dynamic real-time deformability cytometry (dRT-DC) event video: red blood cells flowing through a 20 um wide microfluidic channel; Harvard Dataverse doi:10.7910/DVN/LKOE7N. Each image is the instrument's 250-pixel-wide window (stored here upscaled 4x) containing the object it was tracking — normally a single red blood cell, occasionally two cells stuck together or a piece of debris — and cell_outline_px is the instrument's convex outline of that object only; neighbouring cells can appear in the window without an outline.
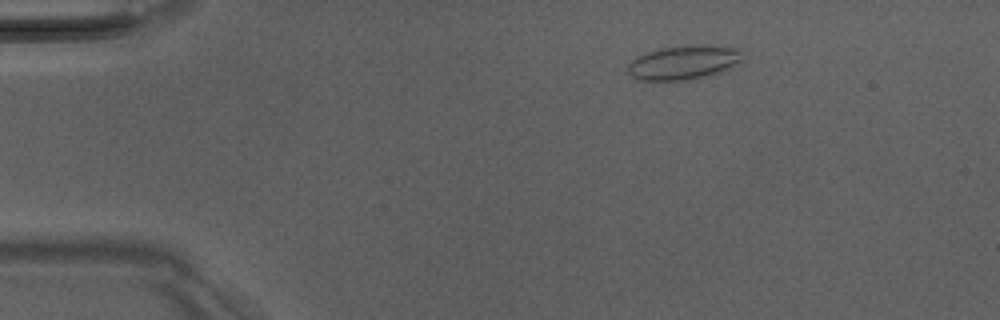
{"species": "Egyptian fruit bat (a non-hibernating species)", "species_latin": "Rousettus aegyptiacus", "temperature_condition": "room temperature", "stored_images_in_passage": 44, "camera_frame_rate_fps": 3000, "um_per_image_px": 0.085, "animal": {"sex": "male"}, "frame": {"image": 1, "passage_image": 2, "time_ms": 0.333, "image_size_px": [1000, 320], "cell_outline_px": [[740, 60], [732, 68], [712, 76], [688, 80], [636, 80], [628, 72], [628, 64], [636, 56], [648, 52], [664, 48], [684, 44], [696, 44], [740, 48]], "centroid_in_image_um": [58.12, 5.31], "position_along_channel_um": 26.9, "area_um2": 23.06}}
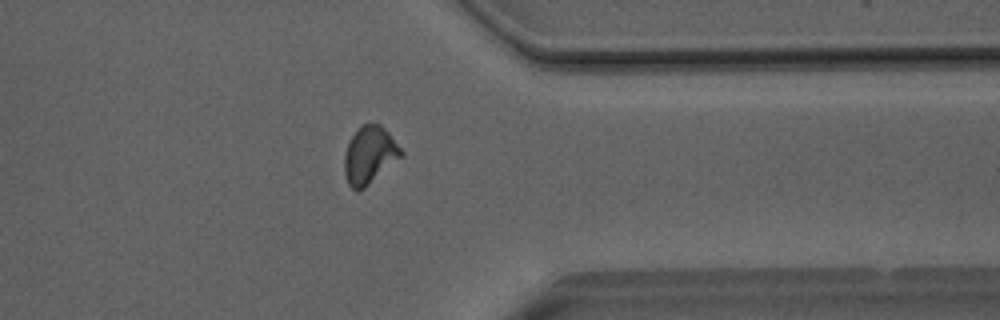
{"frame": {"image": 2, "passage_image": 34, "time_ms": 11.0, "image_size_px": [1000, 320], "cell_outline_px": [[404, 152], [400, 156], [364, 188], [352, 188], [348, 184], [344, 172], [344, 152], [352, 136], [364, 124], [380, 124], [388, 132]], "centroid_in_image_um": [31.38, 13.16], "position_along_channel_um": 380.0, "area_um2": 18.26}}
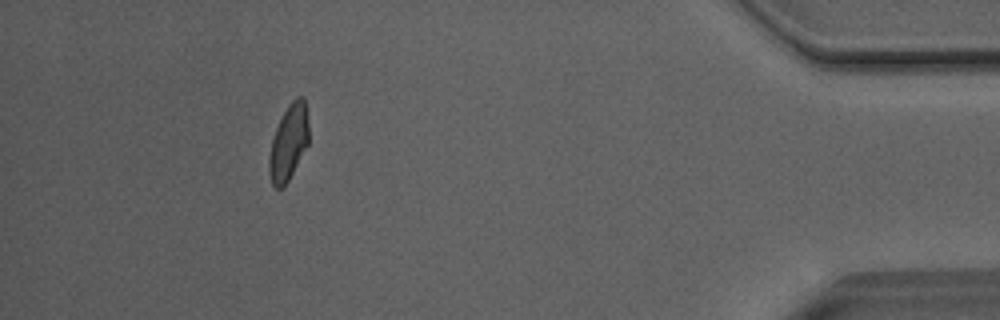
{"frame": {"image": 3, "passage_image": 40, "time_ms": 13.0, "image_size_px": [1000, 320], "cell_outline_px": [[308, 144], [288, 180], [280, 188], [276, 188], [272, 184], [268, 172], [268, 160], [272, 140], [276, 128], [288, 104], [296, 96], [304, 96], [308, 124]], "centroid_in_image_um": [24.52, 12.09], "position_along_channel_um": 410.7, "area_um2": 17.22}, "authors_computed_cell_mechanics": {"area_um2": 18.3226, "velocity_mm_per_s": 4.0394, "shape_relaxation_time_tau1_ms": 5.0442, "shape_relaxation_time_tau2_ms": 1.536, "deformation_change_tau1": 0.1187, "deformation_change_tau2": 0.0596}}